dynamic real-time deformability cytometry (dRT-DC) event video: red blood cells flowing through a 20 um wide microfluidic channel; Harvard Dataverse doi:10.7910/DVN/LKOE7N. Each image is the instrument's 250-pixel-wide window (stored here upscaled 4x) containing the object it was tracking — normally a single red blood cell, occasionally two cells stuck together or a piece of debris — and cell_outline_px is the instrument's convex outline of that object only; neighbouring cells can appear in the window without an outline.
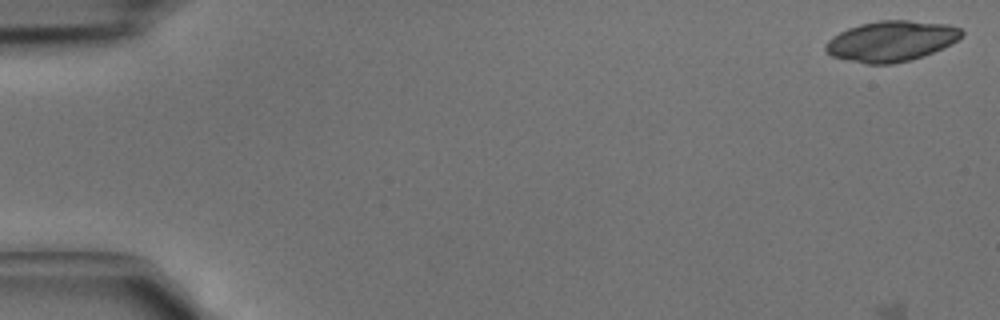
{"species": "common noctule bat (a hibernating species)", "species_latin": "Nyctalus noctula", "temperature_condition": "cold", "stored_images_in_passage": 5, "camera_frame_rate_fps": 3000, "um_per_image_px": 0.085, "animal": {"sex": "male", "body_mass_g": 15.6}, "frame": {"image": 1, "passage_image": 1, "time_ms": 0.0, "image_size_px": [1000, 320], "cell_outline_px": [[964, 32], [952, 44], [944, 48], [924, 56], [892, 64], [868, 64], [832, 56], [824, 48], [824, 44], [832, 36], [848, 28], [860, 24], [880, 20], [908, 20], [948, 24], [960, 28]], "centroid_in_image_um": [75.76, 3.49], "position_along_channel_um": 9.2, "area_um2": 32.08}}